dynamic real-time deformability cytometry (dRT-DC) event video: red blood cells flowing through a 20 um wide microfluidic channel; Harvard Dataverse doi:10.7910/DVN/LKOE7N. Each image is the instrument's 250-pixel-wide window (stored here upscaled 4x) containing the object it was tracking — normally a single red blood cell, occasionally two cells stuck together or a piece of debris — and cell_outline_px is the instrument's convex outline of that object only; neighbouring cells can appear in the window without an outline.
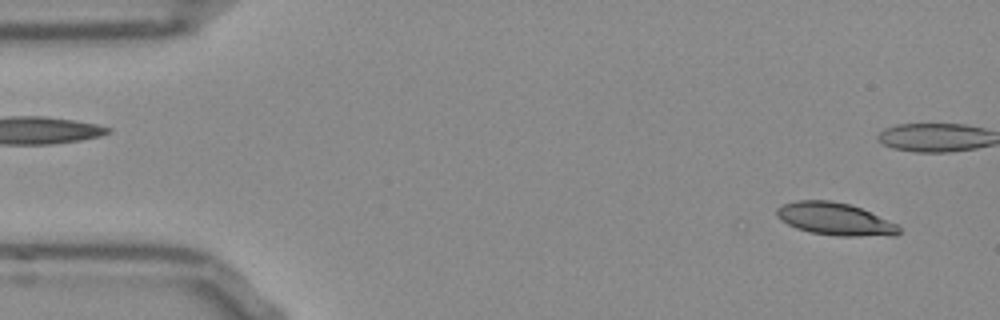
{"species": "Egyptian fruit bat (a non-hibernating species)", "species_latin": "Rousettus aegyptiacus", "temperature_condition": "room temperature", "stored_images_in_passage": 10, "camera_frame_rate_fps": 3000, "um_per_image_px": 0.085, "frame": {"image": 1, "passage_image": 3, "time_ms": 0.667, "image_size_px": [1000, 320], "cell_outline_px": [[900, 232], [896, 236], [836, 236], [812, 232], [796, 228], [780, 220], [776, 216], [776, 208], [784, 204], [796, 200], [832, 200], [848, 204], [860, 208], [896, 224], [900, 228]], "centroid_in_image_um": [70.95, 18.62], "position_along_channel_um": 14.1, "area_um2": 23.06}}